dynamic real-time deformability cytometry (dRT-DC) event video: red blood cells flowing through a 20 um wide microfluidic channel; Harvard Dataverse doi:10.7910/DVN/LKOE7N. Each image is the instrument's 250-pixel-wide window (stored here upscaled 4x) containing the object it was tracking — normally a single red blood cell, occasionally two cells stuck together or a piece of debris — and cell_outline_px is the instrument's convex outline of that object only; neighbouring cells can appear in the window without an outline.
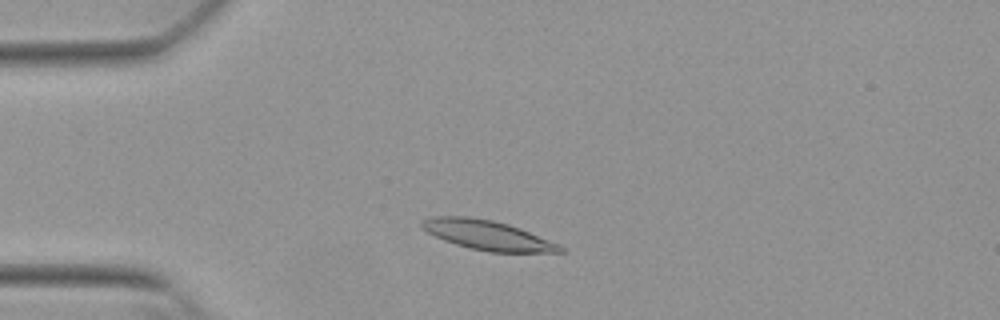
{"species": "Egyptian fruit bat (a non-hibernating species)", "species_latin": "Rousettus aegyptiacus", "temperature_condition": "warm", "stored_images_in_passage": 49, "camera_frame_rate_fps": 3000, "um_per_image_px": 0.085, "animal": {"sex": "female"}, "frame": {"image": 1, "passage_image": 8, "time_ms": 2.333, "image_size_px": [1000, 320], "cell_outline_px": [[568, 252], [488, 252], [456, 244], [444, 240], [428, 232], [420, 224], [424, 220], [432, 216], [468, 216], [492, 220], [508, 224], [520, 228], [560, 244]], "centroid_in_image_um": [41.49, 19.99], "position_along_channel_um": 43.5, "area_um2": 23.64}}
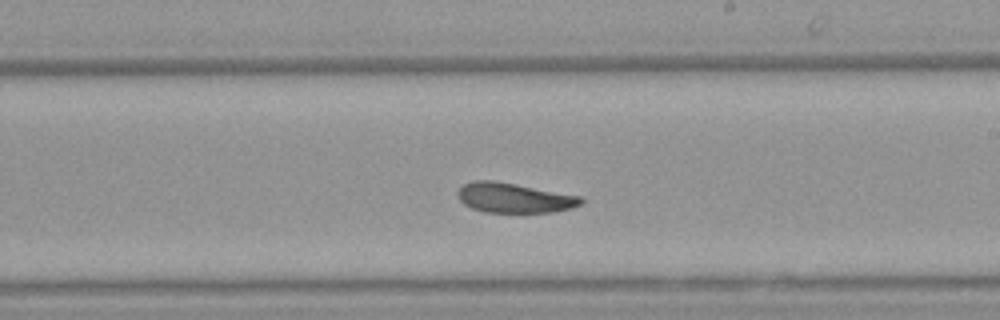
{"frame": {"image": 2, "passage_image": 26, "time_ms": 8.333, "image_size_px": [1000, 320], "cell_outline_px": [[584, 200], [580, 204], [572, 208], [552, 212], [484, 212], [472, 208], [464, 204], [460, 200], [456, 192], [464, 184], [472, 180], [492, 180], [516, 184], [580, 196]], "centroid_in_image_um": [43.67, 16.81], "position_along_channel_um": 245.3, "area_um2": 21.33}}
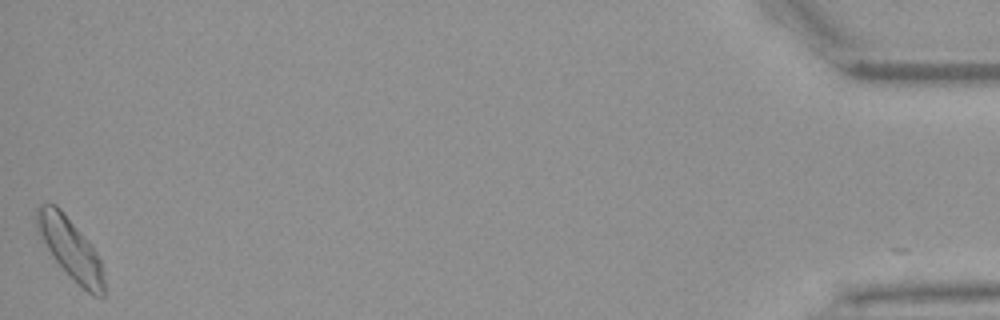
{"frame": {"image": 3, "passage_image": 48, "time_ms": 15.667, "image_size_px": [1000, 320], "cell_outline_px": [[104, 296], [100, 300], [92, 296], [52, 256], [36, 228], [36, 208], [40, 204], [56, 204], [60, 208], [96, 252], [100, 260], [104, 272]], "centroid_in_image_um": [6.0, 21.13], "position_along_channel_um": 429.2, "area_um2": 23.18}, "authors_computed_cell_mechanics": {"area_um2": 22.1374, "velocity_mm_per_s": 3.7959, "shape_relaxation_time_tau1_ms": 4.4327, "shape_relaxation_time_tau2_ms": 4.5862, "deformation_change_tau1": 0.1545, "deformation_change_tau2": 0.1195}}